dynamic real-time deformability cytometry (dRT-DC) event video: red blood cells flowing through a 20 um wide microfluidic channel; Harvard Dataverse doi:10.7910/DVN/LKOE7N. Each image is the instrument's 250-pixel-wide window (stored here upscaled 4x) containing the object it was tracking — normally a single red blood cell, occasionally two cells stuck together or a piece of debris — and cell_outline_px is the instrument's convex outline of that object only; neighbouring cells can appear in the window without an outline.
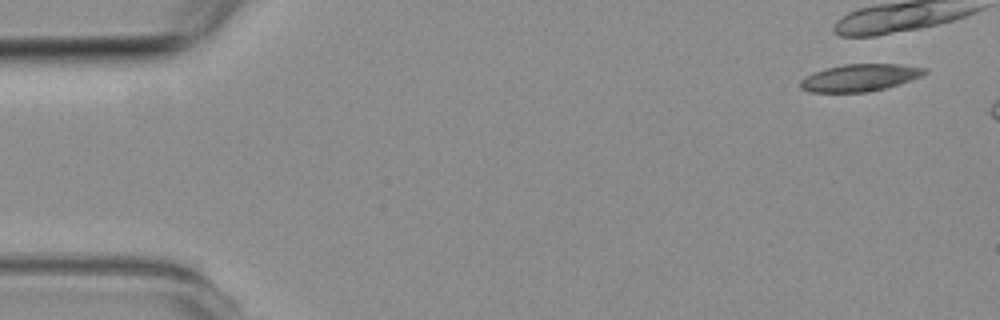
{"species": "common noctule bat (a hibernating species)", "species_latin": "Nyctalus noctula", "temperature_condition": "room temperature", "stored_images_in_passage": 3, "camera_frame_rate_fps": 3000, "um_per_image_px": 0.085, "animal": {"sex": "female", "body_mass_g": 19.3, "forearm_length_mm": 54.1}, "frame": {"image": 1, "passage_image": 1, "time_ms": 0.0, "image_size_px": [1000, 320], "cell_outline_px": [[928, 72], [924, 76], [884, 88], [868, 92], [812, 92], [800, 88], [800, 80], [804, 76], [812, 72], [824, 68], [844, 64], [900, 64], [928, 68]], "centroid_in_image_um": [73.09, 6.59], "position_along_channel_um": 11.9, "area_um2": 19.88}}